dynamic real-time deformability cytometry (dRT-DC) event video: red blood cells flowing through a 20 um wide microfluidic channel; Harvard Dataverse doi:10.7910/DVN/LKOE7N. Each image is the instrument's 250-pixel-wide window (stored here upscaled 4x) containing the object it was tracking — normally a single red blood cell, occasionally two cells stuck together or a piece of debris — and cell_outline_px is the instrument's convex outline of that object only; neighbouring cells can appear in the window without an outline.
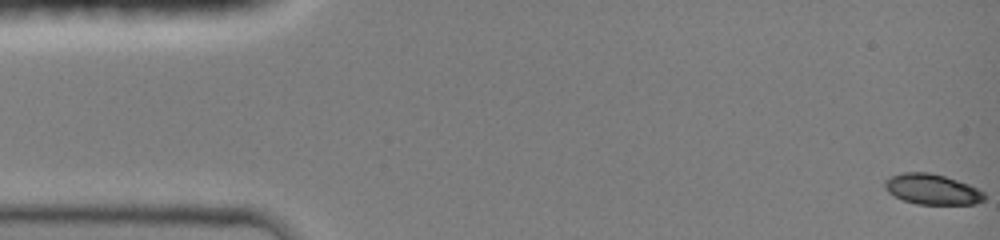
{"species": "common noctule bat (a hibernating species)", "species_latin": "Nyctalus noctula", "temperature_condition": "room temperature", "stored_images_in_passage": 31, "camera_frame_rate_fps": 3000, "um_per_image_px": 0.085, "animal": {"sex": "female", "body_mass_g": 19.0, "forearm_length_mm": 51.5}, "frame": {"image": 1, "passage_image": 1, "time_ms": 0.0, "image_size_px": [1000, 240], "cell_outline_px": [[984, 200], [976, 204], [916, 204], [904, 200], [888, 192], [884, 184], [892, 176], [904, 172], [928, 172], [944, 176], [968, 184], [984, 192]], "centroid_in_image_um": [79.26, 16.09], "position_along_channel_um": 5.7, "area_um2": 17.34}}
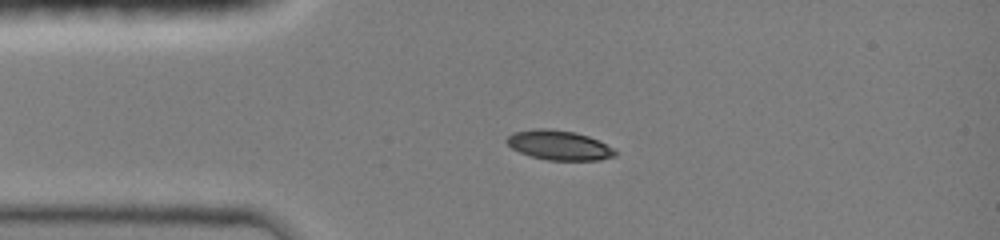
{"frame": {"image": 2, "passage_image": 21, "time_ms": 3.333, "image_size_px": [1000, 240], "cell_outline_px": [[616, 156], [600, 160], [548, 160], [532, 156], [520, 152], [512, 148], [504, 140], [508, 136], [516, 132], [536, 128], [548, 128], [572, 132], [588, 136], [612, 148], [616, 152]], "centroid_in_image_um": [47.49, 12.35], "position_along_channel_um": 37.5, "area_um2": 18.38}}
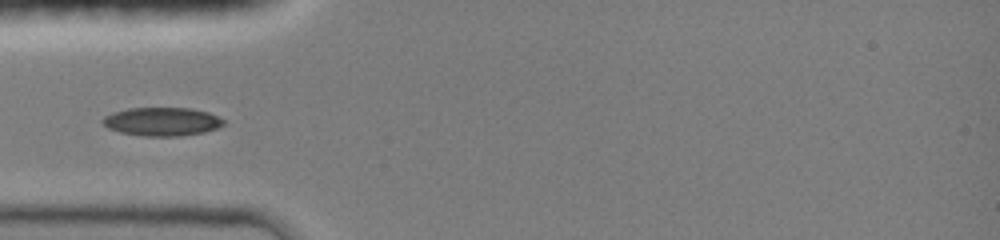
{"frame": {"image": 3, "passage_image": 30, "time_ms": 4.667, "image_size_px": [1000, 240], "cell_outline_px": [[224, 124], [216, 128], [204, 132], [180, 136], [144, 136], [120, 132], [108, 128], [100, 120], [104, 116], [112, 112], [128, 108], [188, 108], [208, 112], [224, 120]], "centroid_in_image_um": [13.73, 10.33], "position_along_channel_um": 71.3, "area_um2": 20.0}}